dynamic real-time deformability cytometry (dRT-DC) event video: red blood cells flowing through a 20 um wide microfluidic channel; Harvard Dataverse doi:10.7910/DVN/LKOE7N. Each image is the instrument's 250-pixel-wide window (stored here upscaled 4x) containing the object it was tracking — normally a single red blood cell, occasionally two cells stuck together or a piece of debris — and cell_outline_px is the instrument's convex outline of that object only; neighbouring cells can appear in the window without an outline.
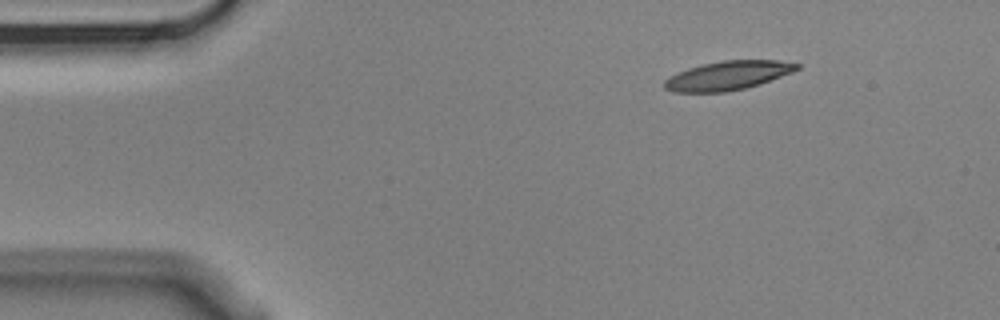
{"species": "Egyptian fruit bat (a non-hibernating species)", "species_latin": "Rousettus aegyptiacus", "temperature_condition": "cold", "stored_images_in_passage": 3, "camera_frame_rate_fps": 3000, "um_per_image_px": 0.085, "animal": {"sex": "male"}, "frame": {"image": 1, "passage_image": 1, "time_ms": 0.0, "image_size_px": [1000, 320], "cell_outline_px": [[800, 68], [792, 72], [760, 84], [748, 88], [724, 92], [672, 92], [664, 88], [664, 80], [668, 76], [688, 68], [704, 64], [724, 60], [776, 60], [800, 64]], "centroid_in_image_um": [61.85, 6.43], "position_along_channel_um": 23.2, "area_um2": 22.37}}